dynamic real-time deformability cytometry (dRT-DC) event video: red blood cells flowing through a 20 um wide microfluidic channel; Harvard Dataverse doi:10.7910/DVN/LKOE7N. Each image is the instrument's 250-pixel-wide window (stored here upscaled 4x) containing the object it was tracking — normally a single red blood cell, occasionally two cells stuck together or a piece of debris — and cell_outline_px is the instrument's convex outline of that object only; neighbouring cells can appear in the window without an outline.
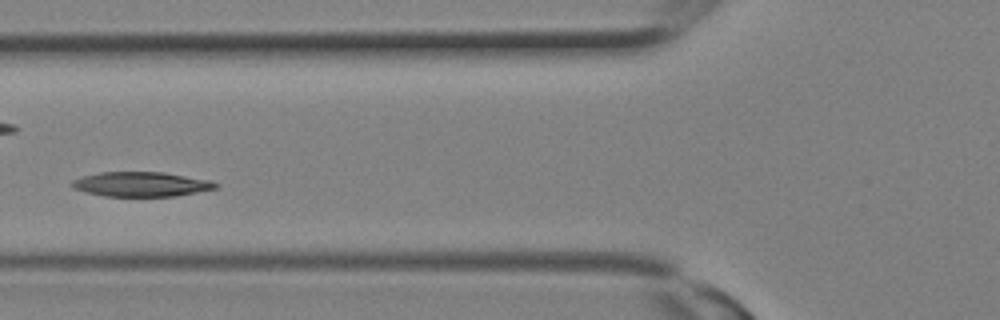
{"species": "Egyptian fruit bat (a non-hibernating species)", "species_latin": "Rousettus aegyptiacus", "temperature_condition": "room temperature", "stored_images_in_passage": 7, "camera_frame_rate_fps": 3000, "um_per_image_px": 0.085, "animal": {"sex": "female"}, "frame": {"image": 1, "passage_image": 6, "time_ms": 1.667, "image_size_px": [1000, 320], "cell_outline_px": [[220, 184], [216, 188], [176, 196], [104, 196], [72, 188], [72, 180], [84, 176], [100, 172], [164, 172], [212, 180]], "centroid_in_image_um": [12.04, 15.65], "position_along_channel_um": 113.8, "area_um2": 20.58}}